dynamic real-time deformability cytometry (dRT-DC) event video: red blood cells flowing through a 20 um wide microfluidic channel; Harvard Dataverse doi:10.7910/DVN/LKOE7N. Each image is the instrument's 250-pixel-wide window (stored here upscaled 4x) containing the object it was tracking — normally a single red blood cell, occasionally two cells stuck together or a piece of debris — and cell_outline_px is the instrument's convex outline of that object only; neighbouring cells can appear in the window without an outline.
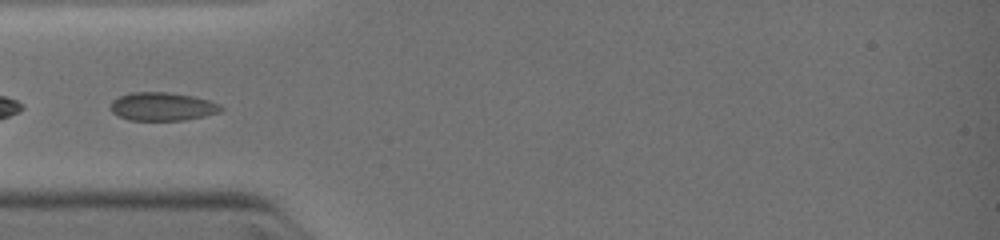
{"species": "common noctule bat (a hibernating species)", "species_latin": "Nyctalus noctula", "temperature_condition": "warm", "stored_images_in_passage": 4, "camera_frame_rate_fps": 3000, "um_per_image_px": 0.085, "animal": {"sex": "female", "body_mass_g": 19.0, "forearm_length_mm": 51.5}, "frame": {"image": 1, "passage_image": 4, "time_ms": 3.667, "image_size_px": [1000, 240], "cell_outline_px": [[224, 108], [220, 112], [204, 116], [184, 120], [128, 120], [112, 112], [112, 100], [120, 96], [132, 92], [168, 92], [192, 96], [208, 100], [220, 104]], "centroid_in_image_um": [13.83, 9.05], "position_along_channel_um": 71.2, "area_um2": 18.09}}